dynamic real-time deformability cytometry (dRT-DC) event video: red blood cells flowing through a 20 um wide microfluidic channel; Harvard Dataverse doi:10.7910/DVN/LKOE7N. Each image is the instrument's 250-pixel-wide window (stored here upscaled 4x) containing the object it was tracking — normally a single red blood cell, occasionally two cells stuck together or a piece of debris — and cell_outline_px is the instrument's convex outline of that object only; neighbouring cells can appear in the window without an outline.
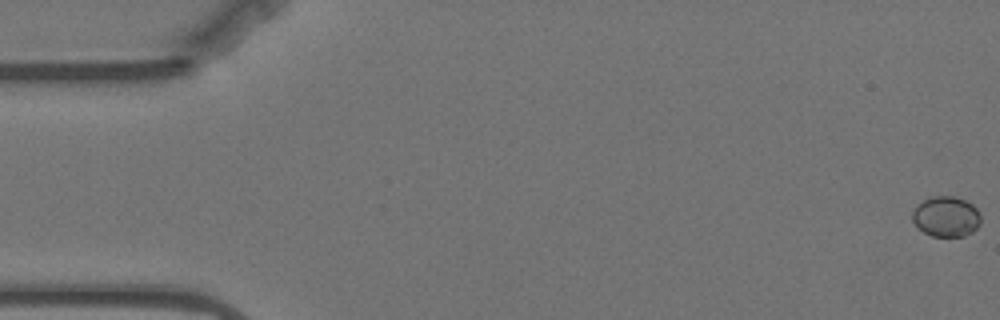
{"species": "Egyptian fruit bat (a non-hibernating species)", "species_latin": "Rousettus aegyptiacus", "temperature_condition": "warm", "stored_images_in_passage": 58, "camera_frame_rate_fps": 3000, "um_per_image_px": 0.085, "animal": {"sex": "female"}, "frame": {"image": 1, "passage_image": 1, "time_ms": 0.0, "image_size_px": [1000, 320], "cell_outline_px": [[980, 224], [972, 232], [964, 236], [932, 236], [916, 228], [912, 220], [912, 212], [916, 204], [932, 196], [952, 196], [964, 200], [972, 204], [976, 208], [980, 216]], "centroid_in_image_um": [80.38, 18.41], "position_along_channel_um": 4.6, "area_um2": 16.18}}
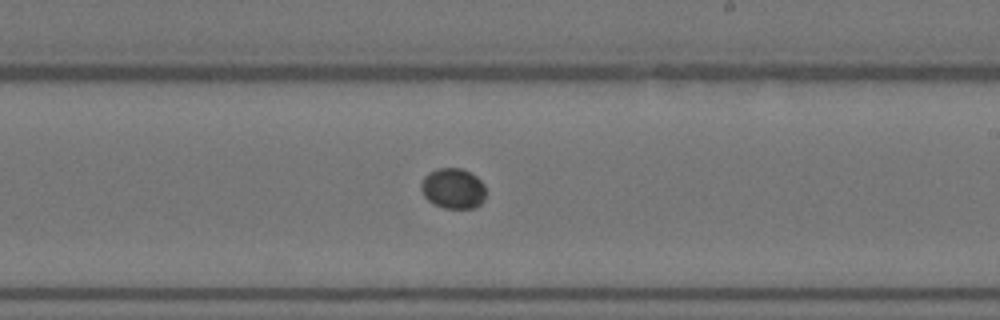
{"frame": {"image": 2, "passage_image": 34, "time_ms": 11.0, "image_size_px": [1000, 320], "cell_outline_px": [[484, 200], [476, 208], [444, 208], [428, 200], [424, 196], [420, 188], [420, 184], [424, 176], [428, 172], [440, 168], [460, 168], [476, 176], [484, 184]], "centroid_in_image_um": [38.5, 16.02], "position_along_channel_um": 250.5, "area_um2": 15.2}}
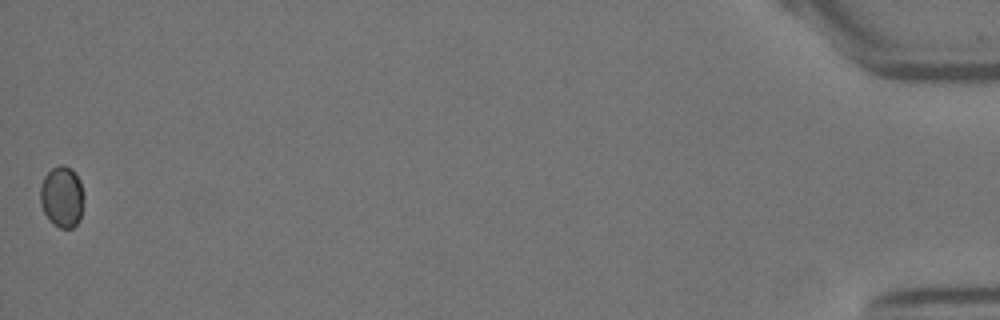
{"frame": {"image": 3, "passage_image": 58, "time_ms": 19.0, "image_size_px": [1000, 320], "cell_outline_px": [[84, 200], [80, 220], [72, 228], [60, 228], [48, 220], [44, 212], [40, 200], [40, 188], [44, 176], [52, 168], [60, 164], [64, 164], [72, 168], [80, 180], [84, 196]], "centroid_in_image_um": [5.28, 16.71], "position_along_channel_um": 429.9, "area_um2": 15.78}, "authors_computed_cell_mechanics": {"area_um2": 15.317, "velocity_mm_per_s": 3.5159, "shape_relaxation_time_tau1_ms": 1.9271, "shape_relaxation_time_tau2_ms": null, "deformation_change_tau1": 0.0261, "deformation_change_tau2": null}}